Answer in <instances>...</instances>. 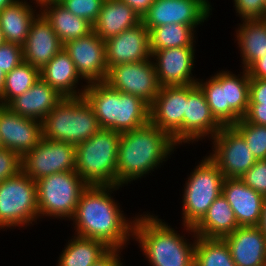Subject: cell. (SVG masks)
<instances>
[{"mask_svg":"<svg viewBox=\"0 0 266 266\" xmlns=\"http://www.w3.org/2000/svg\"><path fill=\"white\" fill-rule=\"evenodd\" d=\"M122 186L89 185L80 195L71 219L75 235L104 242L111 249H124L133 238L136 217L126 218L112 191Z\"/></svg>","mask_w":266,"mask_h":266,"instance_id":"cell-1","label":"cell"},{"mask_svg":"<svg viewBox=\"0 0 266 266\" xmlns=\"http://www.w3.org/2000/svg\"><path fill=\"white\" fill-rule=\"evenodd\" d=\"M176 146L168 133L150 121L135 130L121 133L116 168L118 186L128 185L158 169L175 151Z\"/></svg>","mask_w":266,"mask_h":266,"instance_id":"cell-2","label":"cell"},{"mask_svg":"<svg viewBox=\"0 0 266 266\" xmlns=\"http://www.w3.org/2000/svg\"><path fill=\"white\" fill-rule=\"evenodd\" d=\"M183 227L193 235V243L148 212L136 217L133 239L140 243L143 255L151 266H194L196 235L193 227Z\"/></svg>","mask_w":266,"mask_h":266,"instance_id":"cell-3","label":"cell"},{"mask_svg":"<svg viewBox=\"0 0 266 266\" xmlns=\"http://www.w3.org/2000/svg\"><path fill=\"white\" fill-rule=\"evenodd\" d=\"M84 98L94 109L101 129L121 134L150 121V106L145 101L138 96L120 92L106 82L87 84Z\"/></svg>","mask_w":266,"mask_h":266,"instance_id":"cell-4","label":"cell"},{"mask_svg":"<svg viewBox=\"0 0 266 266\" xmlns=\"http://www.w3.org/2000/svg\"><path fill=\"white\" fill-rule=\"evenodd\" d=\"M101 130L94 109L84 96L64 97L42 121L44 139L74 146Z\"/></svg>","mask_w":266,"mask_h":266,"instance_id":"cell-5","label":"cell"},{"mask_svg":"<svg viewBox=\"0 0 266 266\" xmlns=\"http://www.w3.org/2000/svg\"><path fill=\"white\" fill-rule=\"evenodd\" d=\"M121 134L101 129L75 146V171L92 186H118L116 180L118 144Z\"/></svg>","mask_w":266,"mask_h":266,"instance_id":"cell-6","label":"cell"},{"mask_svg":"<svg viewBox=\"0 0 266 266\" xmlns=\"http://www.w3.org/2000/svg\"><path fill=\"white\" fill-rule=\"evenodd\" d=\"M39 217L72 219L89 186L76 171L54 173L36 181Z\"/></svg>","mask_w":266,"mask_h":266,"instance_id":"cell-7","label":"cell"},{"mask_svg":"<svg viewBox=\"0 0 266 266\" xmlns=\"http://www.w3.org/2000/svg\"><path fill=\"white\" fill-rule=\"evenodd\" d=\"M224 178L208 155L199 162L184 185L183 225L194 227L204 217L211 204L222 194Z\"/></svg>","mask_w":266,"mask_h":266,"instance_id":"cell-8","label":"cell"},{"mask_svg":"<svg viewBox=\"0 0 266 266\" xmlns=\"http://www.w3.org/2000/svg\"><path fill=\"white\" fill-rule=\"evenodd\" d=\"M38 218L37 183L22 170L3 180L0 183V230L27 228Z\"/></svg>","mask_w":266,"mask_h":266,"instance_id":"cell-9","label":"cell"},{"mask_svg":"<svg viewBox=\"0 0 266 266\" xmlns=\"http://www.w3.org/2000/svg\"><path fill=\"white\" fill-rule=\"evenodd\" d=\"M75 146L44 139L21 158V170L35 182L54 173L75 171Z\"/></svg>","mask_w":266,"mask_h":266,"instance_id":"cell-10","label":"cell"},{"mask_svg":"<svg viewBox=\"0 0 266 266\" xmlns=\"http://www.w3.org/2000/svg\"><path fill=\"white\" fill-rule=\"evenodd\" d=\"M211 139L214 148L208 157L225 178H241L256 163L245 139L233 126H223Z\"/></svg>","mask_w":266,"mask_h":266,"instance_id":"cell-11","label":"cell"},{"mask_svg":"<svg viewBox=\"0 0 266 266\" xmlns=\"http://www.w3.org/2000/svg\"><path fill=\"white\" fill-rule=\"evenodd\" d=\"M105 82L120 92L140 97L149 106L161 87L152 57L142 62L110 67Z\"/></svg>","mask_w":266,"mask_h":266,"instance_id":"cell-12","label":"cell"},{"mask_svg":"<svg viewBox=\"0 0 266 266\" xmlns=\"http://www.w3.org/2000/svg\"><path fill=\"white\" fill-rule=\"evenodd\" d=\"M211 8L208 0H155L143 16L142 23L148 31L170 23L189 25L195 29L209 18Z\"/></svg>","mask_w":266,"mask_h":266,"instance_id":"cell-13","label":"cell"},{"mask_svg":"<svg viewBox=\"0 0 266 266\" xmlns=\"http://www.w3.org/2000/svg\"><path fill=\"white\" fill-rule=\"evenodd\" d=\"M187 103L186 86L160 87L150 105V122L168 133L178 145L183 143V116Z\"/></svg>","mask_w":266,"mask_h":266,"instance_id":"cell-14","label":"cell"},{"mask_svg":"<svg viewBox=\"0 0 266 266\" xmlns=\"http://www.w3.org/2000/svg\"><path fill=\"white\" fill-rule=\"evenodd\" d=\"M64 49L74 62L78 74L87 84L105 82L108 73L105 41L94 31L68 41L64 44Z\"/></svg>","mask_w":266,"mask_h":266,"instance_id":"cell-15","label":"cell"},{"mask_svg":"<svg viewBox=\"0 0 266 266\" xmlns=\"http://www.w3.org/2000/svg\"><path fill=\"white\" fill-rule=\"evenodd\" d=\"M0 138L3 148L22 158L41 140L42 122L17 115L8 106L0 105Z\"/></svg>","mask_w":266,"mask_h":266,"instance_id":"cell-16","label":"cell"},{"mask_svg":"<svg viewBox=\"0 0 266 266\" xmlns=\"http://www.w3.org/2000/svg\"><path fill=\"white\" fill-rule=\"evenodd\" d=\"M194 47H175L154 51L151 54L159 85L186 86L196 84L192 75L195 59Z\"/></svg>","mask_w":266,"mask_h":266,"instance_id":"cell-17","label":"cell"},{"mask_svg":"<svg viewBox=\"0 0 266 266\" xmlns=\"http://www.w3.org/2000/svg\"><path fill=\"white\" fill-rule=\"evenodd\" d=\"M223 126L212 115L205 94L197 84L187 85L183 116V144L214 137Z\"/></svg>","mask_w":266,"mask_h":266,"instance_id":"cell-18","label":"cell"},{"mask_svg":"<svg viewBox=\"0 0 266 266\" xmlns=\"http://www.w3.org/2000/svg\"><path fill=\"white\" fill-rule=\"evenodd\" d=\"M108 69L125 63L142 62L151 58L149 31L141 22L135 27L105 41Z\"/></svg>","mask_w":266,"mask_h":266,"instance_id":"cell-19","label":"cell"},{"mask_svg":"<svg viewBox=\"0 0 266 266\" xmlns=\"http://www.w3.org/2000/svg\"><path fill=\"white\" fill-rule=\"evenodd\" d=\"M23 47V60L41 70L61 49V40L40 13L31 23Z\"/></svg>","mask_w":266,"mask_h":266,"instance_id":"cell-20","label":"cell"},{"mask_svg":"<svg viewBox=\"0 0 266 266\" xmlns=\"http://www.w3.org/2000/svg\"><path fill=\"white\" fill-rule=\"evenodd\" d=\"M222 195L227 199L239 226H258L264 197L240 178H224Z\"/></svg>","mask_w":266,"mask_h":266,"instance_id":"cell-21","label":"cell"},{"mask_svg":"<svg viewBox=\"0 0 266 266\" xmlns=\"http://www.w3.org/2000/svg\"><path fill=\"white\" fill-rule=\"evenodd\" d=\"M223 239L236 266H263L266 261V236L258 226H239Z\"/></svg>","mask_w":266,"mask_h":266,"instance_id":"cell-22","label":"cell"},{"mask_svg":"<svg viewBox=\"0 0 266 266\" xmlns=\"http://www.w3.org/2000/svg\"><path fill=\"white\" fill-rule=\"evenodd\" d=\"M63 98L40 77L29 90L7 106L17 115L42 122Z\"/></svg>","mask_w":266,"mask_h":266,"instance_id":"cell-23","label":"cell"},{"mask_svg":"<svg viewBox=\"0 0 266 266\" xmlns=\"http://www.w3.org/2000/svg\"><path fill=\"white\" fill-rule=\"evenodd\" d=\"M40 77L63 97L84 96L87 87L85 85L82 88H77L80 79H83L64 48L41 68Z\"/></svg>","mask_w":266,"mask_h":266,"instance_id":"cell-24","label":"cell"},{"mask_svg":"<svg viewBox=\"0 0 266 266\" xmlns=\"http://www.w3.org/2000/svg\"><path fill=\"white\" fill-rule=\"evenodd\" d=\"M40 13L50 23L64 45L68 41L84 37L93 31V25L86 19L74 15L58 1H39Z\"/></svg>","mask_w":266,"mask_h":266,"instance_id":"cell-25","label":"cell"},{"mask_svg":"<svg viewBox=\"0 0 266 266\" xmlns=\"http://www.w3.org/2000/svg\"><path fill=\"white\" fill-rule=\"evenodd\" d=\"M142 22L138 14L120 0H104L93 31L106 41Z\"/></svg>","mask_w":266,"mask_h":266,"instance_id":"cell-26","label":"cell"},{"mask_svg":"<svg viewBox=\"0 0 266 266\" xmlns=\"http://www.w3.org/2000/svg\"><path fill=\"white\" fill-rule=\"evenodd\" d=\"M242 74L222 71V88L225 96V126H233L247 112L249 105L250 77L246 69Z\"/></svg>","mask_w":266,"mask_h":266,"instance_id":"cell-27","label":"cell"},{"mask_svg":"<svg viewBox=\"0 0 266 266\" xmlns=\"http://www.w3.org/2000/svg\"><path fill=\"white\" fill-rule=\"evenodd\" d=\"M238 227L234 211L221 194L208 208L204 217L193 227V230L196 236L223 239Z\"/></svg>","mask_w":266,"mask_h":266,"instance_id":"cell-28","label":"cell"},{"mask_svg":"<svg viewBox=\"0 0 266 266\" xmlns=\"http://www.w3.org/2000/svg\"><path fill=\"white\" fill-rule=\"evenodd\" d=\"M32 7L25 0H16L0 11V28L7 43L24 45L31 23L40 14Z\"/></svg>","mask_w":266,"mask_h":266,"instance_id":"cell-29","label":"cell"},{"mask_svg":"<svg viewBox=\"0 0 266 266\" xmlns=\"http://www.w3.org/2000/svg\"><path fill=\"white\" fill-rule=\"evenodd\" d=\"M236 30V40L240 48L242 69H248L256 60L266 54L265 18L243 19Z\"/></svg>","mask_w":266,"mask_h":266,"instance_id":"cell-30","label":"cell"},{"mask_svg":"<svg viewBox=\"0 0 266 266\" xmlns=\"http://www.w3.org/2000/svg\"><path fill=\"white\" fill-rule=\"evenodd\" d=\"M110 249L100 240L74 235L62 250L57 266H91Z\"/></svg>","mask_w":266,"mask_h":266,"instance_id":"cell-31","label":"cell"},{"mask_svg":"<svg viewBox=\"0 0 266 266\" xmlns=\"http://www.w3.org/2000/svg\"><path fill=\"white\" fill-rule=\"evenodd\" d=\"M196 30L189 25L170 23L149 31L150 52L175 47H194Z\"/></svg>","mask_w":266,"mask_h":266,"instance_id":"cell-32","label":"cell"},{"mask_svg":"<svg viewBox=\"0 0 266 266\" xmlns=\"http://www.w3.org/2000/svg\"><path fill=\"white\" fill-rule=\"evenodd\" d=\"M194 266H236L224 239L196 236Z\"/></svg>","mask_w":266,"mask_h":266,"instance_id":"cell-33","label":"cell"},{"mask_svg":"<svg viewBox=\"0 0 266 266\" xmlns=\"http://www.w3.org/2000/svg\"><path fill=\"white\" fill-rule=\"evenodd\" d=\"M39 78L40 70L23 61L6 74L0 105L7 106L13 99L29 90Z\"/></svg>","mask_w":266,"mask_h":266,"instance_id":"cell-34","label":"cell"},{"mask_svg":"<svg viewBox=\"0 0 266 266\" xmlns=\"http://www.w3.org/2000/svg\"><path fill=\"white\" fill-rule=\"evenodd\" d=\"M207 80L204 82V80L199 79L196 84L205 94L212 115L222 126H225V96L224 88H222V70Z\"/></svg>","mask_w":266,"mask_h":266,"instance_id":"cell-35","label":"cell"},{"mask_svg":"<svg viewBox=\"0 0 266 266\" xmlns=\"http://www.w3.org/2000/svg\"><path fill=\"white\" fill-rule=\"evenodd\" d=\"M233 127L243 136L256 160L266 159V126L241 118Z\"/></svg>","mask_w":266,"mask_h":266,"instance_id":"cell-36","label":"cell"},{"mask_svg":"<svg viewBox=\"0 0 266 266\" xmlns=\"http://www.w3.org/2000/svg\"><path fill=\"white\" fill-rule=\"evenodd\" d=\"M58 2L74 15L86 19L93 25L104 0H59Z\"/></svg>","mask_w":266,"mask_h":266,"instance_id":"cell-37","label":"cell"},{"mask_svg":"<svg viewBox=\"0 0 266 266\" xmlns=\"http://www.w3.org/2000/svg\"><path fill=\"white\" fill-rule=\"evenodd\" d=\"M240 179L263 197L266 196V159L257 160Z\"/></svg>","mask_w":266,"mask_h":266,"instance_id":"cell-38","label":"cell"},{"mask_svg":"<svg viewBox=\"0 0 266 266\" xmlns=\"http://www.w3.org/2000/svg\"><path fill=\"white\" fill-rule=\"evenodd\" d=\"M23 47L19 44L7 43L0 45V69L5 73L11 72L23 62Z\"/></svg>","mask_w":266,"mask_h":266,"instance_id":"cell-39","label":"cell"},{"mask_svg":"<svg viewBox=\"0 0 266 266\" xmlns=\"http://www.w3.org/2000/svg\"><path fill=\"white\" fill-rule=\"evenodd\" d=\"M236 13L243 19L264 18L266 16L265 0H233Z\"/></svg>","mask_w":266,"mask_h":266,"instance_id":"cell-40","label":"cell"},{"mask_svg":"<svg viewBox=\"0 0 266 266\" xmlns=\"http://www.w3.org/2000/svg\"><path fill=\"white\" fill-rule=\"evenodd\" d=\"M21 171V158L12 150L0 148V183Z\"/></svg>","mask_w":266,"mask_h":266,"instance_id":"cell-41","label":"cell"},{"mask_svg":"<svg viewBox=\"0 0 266 266\" xmlns=\"http://www.w3.org/2000/svg\"><path fill=\"white\" fill-rule=\"evenodd\" d=\"M249 104H266V79H250Z\"/></svg>","mask_w":266,"mask_h":266,"instance_id":"cell-42","label":"cell"},{"mask_svg":"<svg viewBox=\"0 0 266 266\" xmlns=\"http://www.w3.org/2000/svg\"><path fill=\"white\" fill-rule=\"evenodd\" d=\"M243 118L250 123L266 126V104H249Z\"/></svg>","mask_w":266,"mask_h":266,"instance_id":"cell-43","label":"cell"},{"mask_svg":"<svg viewBox=\"0 0 266 266\" xmlns=\"http://www.w3.org/2000/svg\"><path fill=\"white\" fill-rule=\"evenodd\" d=\"M121 252L122 249H110L104 256H102L91 266H123L120 258Z\"/></svg>","mask_w":266,"mask_h":266,"instance_id":"cell-44","label":"cell"},{"mask_svg":"<svg viewBox=\"0 0 266 266\" xmlns=\"http://www.w3.org/2000/svg\"><path fill=\"white\" fill-rule=\"evenodd\" d=\"M247 71L250 79H266V54L256 60Z\"/></svg>","mask_w":266,"mask_h":266,"instance_id":"cell-45","label":"cell"},{"mask_svg":"<svg viewBox=\"0 0 266 266\" xmlns=\"http://www.w3.org/2000/svg\"><path fill=\"white\" fill-rule=\"evenodd\" d=\"M131 7L142 19L155 0H120Z\"/></svg>","mask_w":266,"mask_h":266,"instance_id":"cell-46","label":"cell"},{"mask_svg":"<svg viewBox=\"0 0 266 266\" xmlns=\"http://www.w3.org/2000/svg\"><path fill=\"white\" fill-rule=\"evenodd\" d=\"M258 227L262 231V233L266 236V196H264L262 217L260 219Z\"/></svg>","mask_w":266,"mask_h":266,"instance_id":"cell-47","label":"cell"},{"mask_svg":"<svg viewBox=\"0 0 266 266\" xmlns=\"http://www.w3.org/2000/svg\"><path fill=\"white\" fill-rule=\"evenodd\" d=\"M6 74L0 69V97L2 96Z\"/></svg>","mask_w":266,"mask_h":266,"instance_id":"cell-48","label":"cell"},{"mask_svg":"<svg viewBox=\"0 0 266 266\" xmlns=\"http://www.w3.org/2000/svg\"><path fill=\"white\" fill-rule=\"evenodd\" d=\"M16 0H0V11L13 4Z\"/></svg>","mask_w":266,"mask_h":266,"instance_id":"cell-49","label":"cell"},{"mask_svg":"<svg viewBox=\"0 0 266 266\" xmlns=\"http://www.w3.org/2000/svg\"><path fill=\"white\" fill-rule=\"evenodd\" d=\"M6 41L4 39L3 31L0 28V45L4 44Z\"/></svg>","mask_w":266,"mask_h":266,"instance_id":"cell-50","label":"cell"},{"mask_svg":"<svg viewBox=\"0 0 266 266\" xmlns=\"http://www.w3.org/2000/svg\"><path fill=\"white\" fill-rule=\"evenodd\" d=\"M33 1H35V2H33L34 4H37V5H36L37 7L40 6V5H39V1H41V0H33Z\"/></svg>","mask_w":266,"mask_h":266,"instance_id":"cell-51","label":"cell"},{"mask_svg":"<svg viewBox=\"0 0 266 266\" xmlns=\"http://www.w3.org/2000/svg\"><path fill=\"white\" fill-rule=\"evenodd\" d=\"M0 148H3L1 138H0Z\"/></svg>","mask_w":266,"mask_h":266,"instance_id":"cell-52","label":"cell"}]
</instances>
